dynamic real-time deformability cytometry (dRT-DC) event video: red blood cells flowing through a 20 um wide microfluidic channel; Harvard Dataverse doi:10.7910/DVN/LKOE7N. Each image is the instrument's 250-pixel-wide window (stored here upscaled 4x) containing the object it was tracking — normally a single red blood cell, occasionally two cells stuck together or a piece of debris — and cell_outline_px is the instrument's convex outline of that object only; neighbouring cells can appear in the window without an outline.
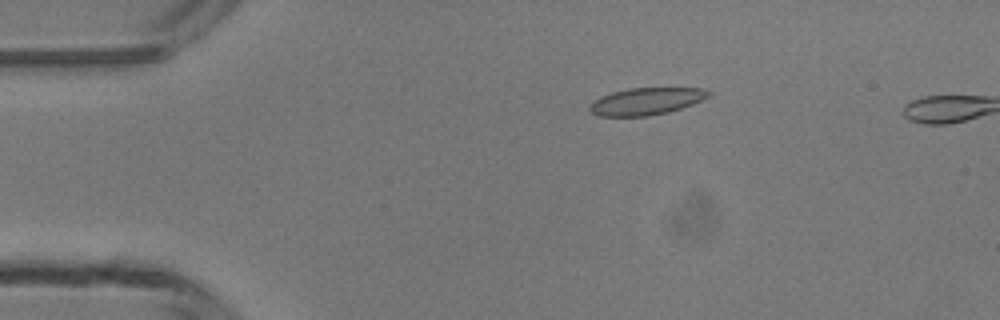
{"species": "common noctule bat (a hibernating species)", "species_latin": "Nyctalus noctula", "temperature_condition": "room temperature", "stored_images_in_passage": 5, "camera_frame_rate_fps": 3000, "um_per_image_px": 0.085, "animal": {"sex": "male", "body_mass_g": 13.3}, "frame": {"image": 1, "passage_image": 3, "time_ms": 2.333, "image_size_px": [1000, 320], "cell_outline_px": [[712, 92], [708, 96], [692, 104], [668, 112], [648, 116], [596, 116], [588, 108], [588, 104], [592, 100], [600, 96], [612, 92], [628, 88], [704, 88]], "centroid_in_image_um": [54.86, 8.61], "position_along_channel_um": 30.1, "area_um2": 18.84}}